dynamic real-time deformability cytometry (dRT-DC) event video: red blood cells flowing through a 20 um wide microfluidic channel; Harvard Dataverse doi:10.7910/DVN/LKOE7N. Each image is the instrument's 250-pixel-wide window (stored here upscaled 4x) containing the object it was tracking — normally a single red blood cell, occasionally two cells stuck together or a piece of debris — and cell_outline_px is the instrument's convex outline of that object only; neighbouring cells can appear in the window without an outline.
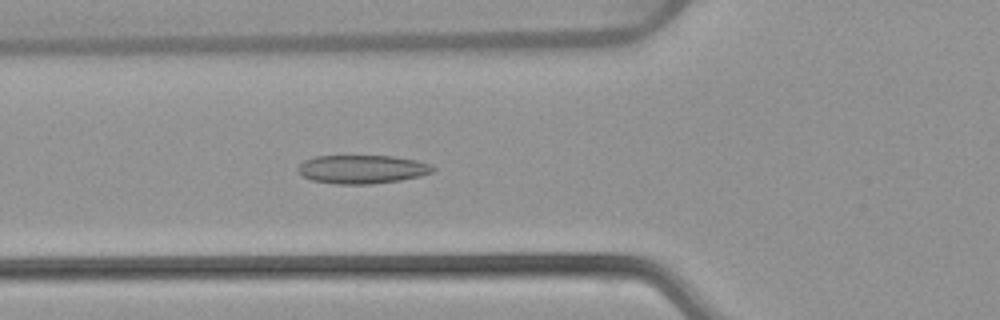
{"species": "common noctule bat (a hibernating species)", "species_latin": "Nyctalus noctula", "temperature_condition": "warm", "stored_images_in_passage": 52, "camera_frame_rate_fps": 3000, "um_per_image_px": 0.085, "animal": {"sex": "female", "body_mass_g": 22.7, "forearm_length_mm": 54.2}, "frame": {"image": 1, "passage_image": 19, "time_ms": 6.0, "image_size_px": [1000, 320], "cell_outline_px": [[436, 168], [432, 172], [420, 176], [400, 180], [372, 184], [336, 184], [312, 180], [304, 176], [296, 168], [304, 160], [316, 156], [392, 156], [416, 160], [428, 164]], "centroid_in_image_um": [30.77, 14.39], "position_along_channel_um": 95.0, "area_um2": 22.31}}
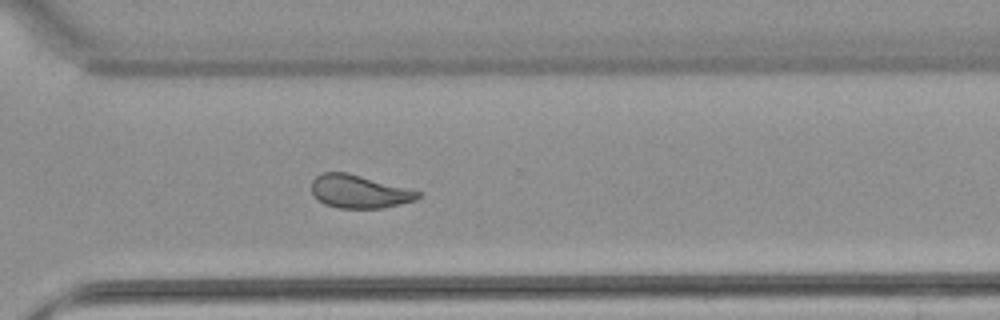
{"frame": {"image": 2, "passage_image": 38, "time_ms": 12.333, "image_size_px": [1000, 320], "cell_outline_px": [[424, 196], [416, 200], [384, 208], [336, 208], [324, 204], [312, 192], [312, 180], [316, 176], [324, 172], [348, 172], [424, 192]], "centroid_in_image_um": [30.6, 16.28], "position_along_channel_um": 340.0, "area_um2": 20.81}}
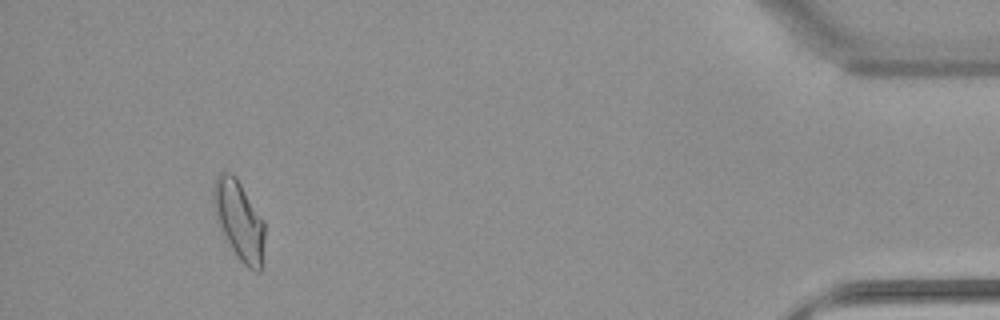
{"frame": {"image": 3, "passage_image": 49, "time_ms": 16.0, "image_size_px": [1000, 320], "cell_outline_px": [[264, 236], [260, 272], [256, 272], [248, 268], [240, 260], [232, 248], [216, 220], [212, 200], [212, 188], [216, 176], [220, 172], [232, 172], [236, 176], [264, 220]], "centroid_in_image_um": [20.3, 18.66], "position_along_channel_um": 414.9, "area_um2": 23.58}, "authors_computed_cell_mechanics": {"area_um2": 22.4553, "velocity_mm_per_s": 3.8652, "shape_relaxation_time_tau1_ms": null, "shape_relaxation_time_tau2_ms": 1.8743, "deformation_change_tau1": null, "deformation_change_tau2": 0.0767}}